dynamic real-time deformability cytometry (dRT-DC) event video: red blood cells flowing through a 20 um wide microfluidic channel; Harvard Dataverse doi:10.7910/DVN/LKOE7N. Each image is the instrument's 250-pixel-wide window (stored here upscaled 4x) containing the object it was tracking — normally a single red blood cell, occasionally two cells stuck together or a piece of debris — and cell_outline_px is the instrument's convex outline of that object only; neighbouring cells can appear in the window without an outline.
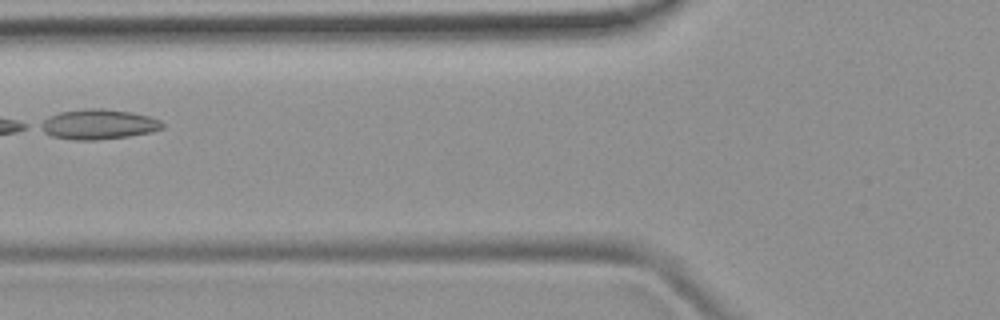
{"species": "common noctule bat (a hibernating species)", "species_latin": "Nyctalus noctula", "temperature_condition": "room temperature", "stored_images_in_passage": 6, "camera_frame_rate_fps": 3000, "um_per_image_px": 0.085, "animal": {"sex": "female", "body_mass_g": 19.9}, "frame": {"image": 1, "passage_image": 5, "time_ms": 6.0, "image_size_px": [1000, 320], "cell_outline_px": [[164, 128], [152, 132], [128, 136], [96, 140], [76, 140], [52, 136], [36, 128], [36, 124], [48, 116], [60, 112], [88, 108], [104, 108], [128, 112], [148, 116], [160, 120], [164, 124]], "centroid_in_image_um": [8.3, 10.57], "position_along_channel_um": 117.5, "area_um2": 21.5}}
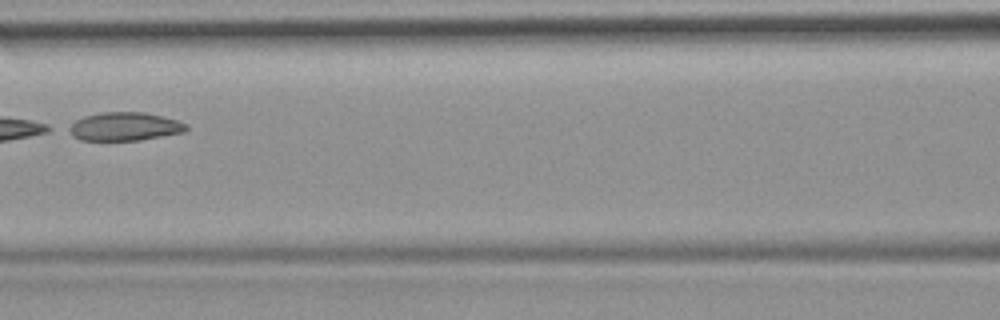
{"frame": {"image": 2, "passage_image": 6, "time_ms": 7.0, "image_size_px": [1000, 320], "cell_outline_px": [[188, 128], [184, 132], [140, 140], [80, 140], [72, 136], [64, 128], [76, 120], [84, 116], [100, 112], [144, 112], [176, 120], [188, 124]], "centroid_in_image_um": [10.53, 10.75], "position_along_channel_um": 156.1, "area_um2": 19.54}}